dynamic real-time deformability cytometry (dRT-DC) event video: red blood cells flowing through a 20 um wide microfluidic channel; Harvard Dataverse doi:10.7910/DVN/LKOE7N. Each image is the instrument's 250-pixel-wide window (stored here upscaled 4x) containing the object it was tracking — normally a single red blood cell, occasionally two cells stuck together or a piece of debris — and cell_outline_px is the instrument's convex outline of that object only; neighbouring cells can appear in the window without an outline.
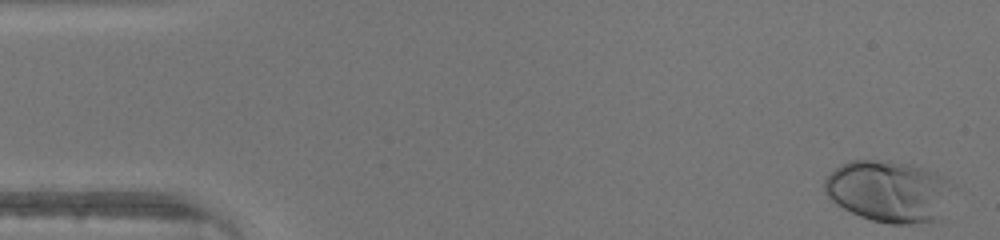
{"species": "human", "species_latin": "Homo sapiens", "temperature_condition": "warm", "stored_images_in_passage": 46, "camera_frame_rate_fps": 3000, "um_per_image_px": 0.085, "donor": {"sex": "male"}, "frame": {"image": 1, "passage_image": 1, "time_ms": 0.0, "image_size_px": [1000, 240], "cell_outline_px": [[940, 220], [920, 224], [892, 224], [872, 220], [860, 216], [836, 204], [824, 192], [824, 180], [840, 164], [852, 160], [888, 160], [908, 164], [932, 172], [940, 176]], "centroid_in_image_um": [75.31, 16.27], "position_along_channel_um": 9.7, "area_um2": 43.81}}
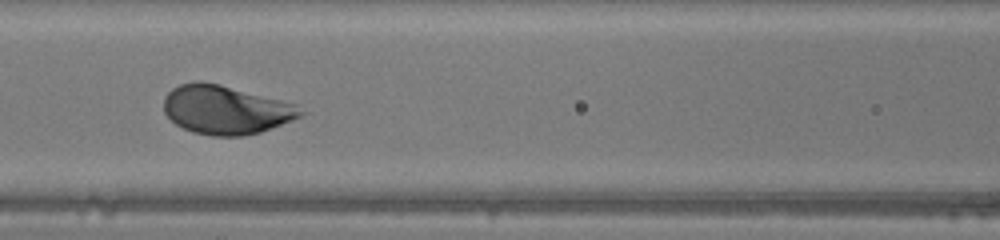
{"frame": {"image": 2, "passage_image": 20, "time_ms": 6.333, "image_size_px": [1000, 240], "cell_outline_px": [[308, 112], [292, 120], [260, 132], [240, 136], [212, 136], [192, 132], [176, 124], [164, 112], [164, 100], [168, 92], [172, 88], [180, 84], [196, 80], [200, 80], [220, 84], [296, 104]], "centroid_in_image_um": [19.19, 9.32], "position_along_channel_um": 147.4, "area_um2": 38.84}}
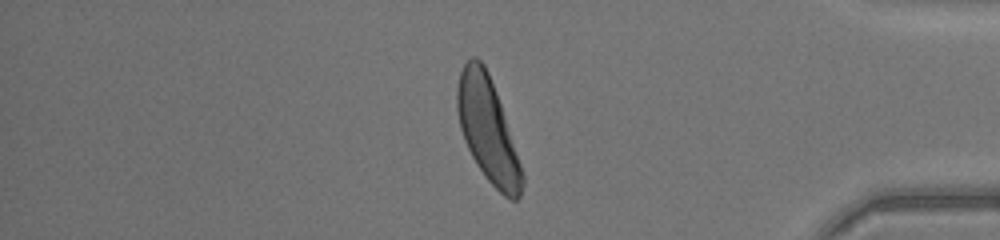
{"frame": {"image": 3, "passage_image": 39, "time_ms": 12.667, "image_size_px": [1000, 240], "cell_outline_px": [[524, 184], [520, 196], [516, 200], [512, 200], [504, 196], [484, 176], [476, 164], [464, 140], [460, 128], [456, 108], [456, 88], [460, 72], [464, 64], [472, 56], [476, 56], [484, 64], [488, 72], [496, 92], [524, 176]], "centroid_in_image_um": [41.43, 11.02], "position_along_channel_um": 393.8, "area_um2": 38.96}}